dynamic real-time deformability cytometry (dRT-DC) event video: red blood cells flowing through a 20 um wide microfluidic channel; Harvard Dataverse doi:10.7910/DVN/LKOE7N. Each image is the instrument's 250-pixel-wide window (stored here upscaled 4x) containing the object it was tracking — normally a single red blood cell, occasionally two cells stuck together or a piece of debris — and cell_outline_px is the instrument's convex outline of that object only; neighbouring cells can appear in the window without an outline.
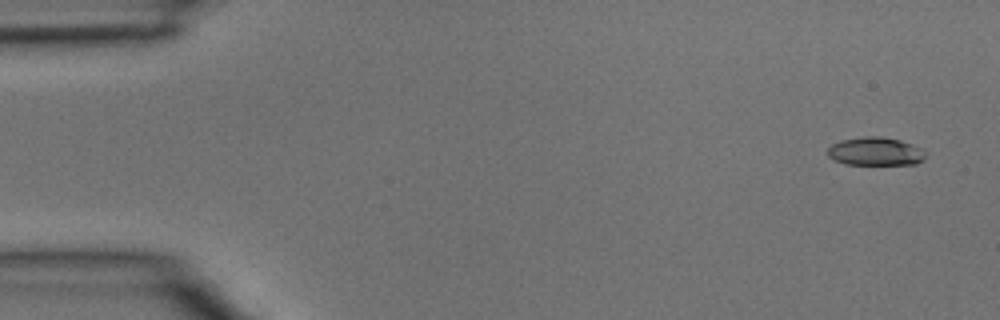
{"species": "common noctule bat (a hibernating species)", "species_latin": "Nyctalus noctula", "temperature_condition": "room temperature", "stored_images_in_passage": 5, "segment_of_instrument_passage": [1, 2], "camera_frame_rate_fps": 3000, "um_per_image_px": 0.085, "animal": {"sex": "male", "body_mass_g": 15.6}, "frame": {"image": 1, "passage_image": 1, "time_ms": 0.0, "image_size_px": [1000, 320], "cell_outline_px": [[924, 160], [916, 164], [848, 164], [832, 160], [828, 156], [828, 148], [832, 144], [840, 140], [864, 136], [880, 136], [900, 140], [920, 148], [924, 152]], "centroid_in_image_um": [74.37, 12.87], "position_along_channel_um": 10.6, "area_um2": 16.07}}